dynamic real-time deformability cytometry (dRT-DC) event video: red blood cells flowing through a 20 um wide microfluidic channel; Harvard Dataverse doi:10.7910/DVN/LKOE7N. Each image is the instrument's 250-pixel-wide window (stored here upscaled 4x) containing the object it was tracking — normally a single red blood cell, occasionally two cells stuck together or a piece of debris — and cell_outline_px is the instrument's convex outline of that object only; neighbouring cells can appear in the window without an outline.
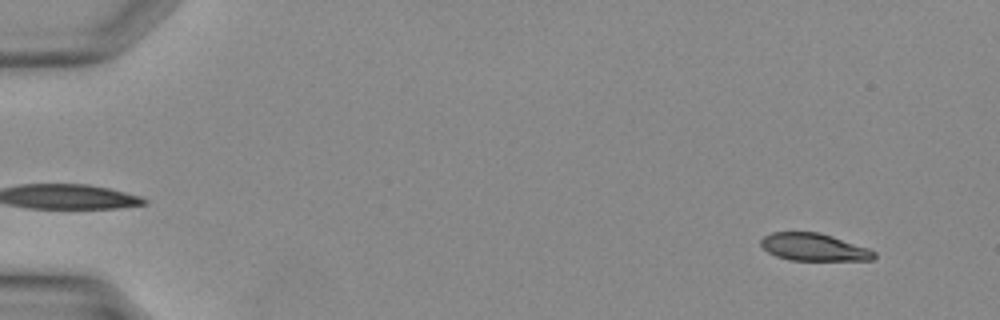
{"species": "Egyptian fruit bat (a non-hibernating species)", "species_latin": "Rousettus aegyptiacus", "temperature_condition": "warm", "stored_images_in_passage": 39, "segment_of_instrument_passage": [1, 2], "camera_frame_rate_fps": 3000, "um_per_image_px": 0.085, "animal": {"sex": "female"}, "frame": {"image": 1, "passage_image": 3, "time_ms": 0.667, "image_size_px": [1000, 320], "cell_outline_px": [[876, 256], [872, 260], [792, 260], [776, 256], [768, 252], [760, 244], [760, 240], [764, 236], [772, 232], [816, 232], [832, 236], [868, 248], [876, 252]], "centroid_in_image_um": [69.17, 21.01], "position_along_channel_um": 15.8, "area_um2": 17.98}}
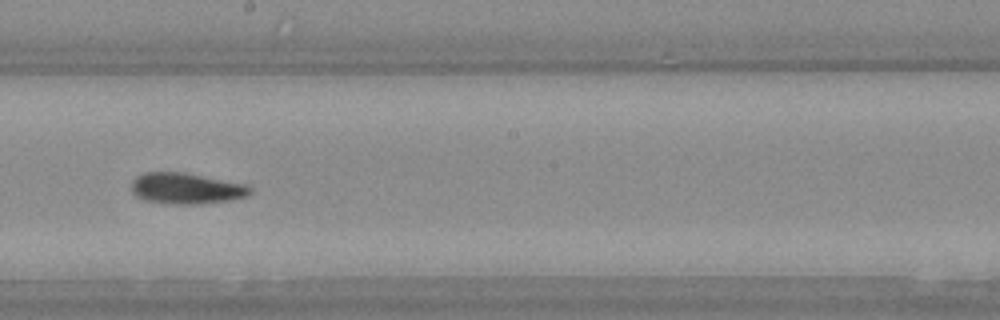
{"frame": {"image": 2, "passage_image": 22, "time_ms": 7.0, "image_size_px": [1000, 320], "cell_outline_px": [[252, 192], [248, 196], [228, 200], [192, 204], [180, 204], [148, 200], [136, 196], [132, 192], [132, 180], [136, 176], [144, 172], [184, 172], [248, 184], [252, 188]], "centroid_in_image_um": [15.86, 15.99], "position_along_channel_um": 232.3, "area_um2": 21.33}}
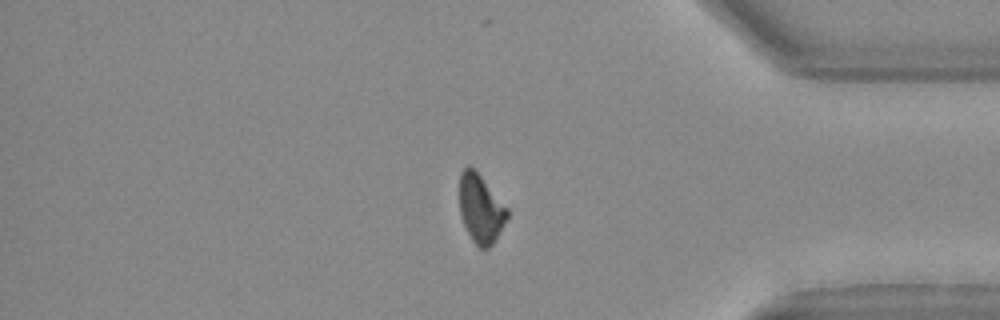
{"frame": {"image": 3, "passage_image": 32, "time_ms": 10.333, "image_size_px": [1000, 320], "cell_outline_px": [[508, 216], [492, 244], [488, 248], [480, 248], [472, 240], [464, 224], [460, 212], [460, 172], [464, 168], [472, 168], [480, 176], [508, 208]], "centroid_in_image_um": [40.85, 17.75], "position_along_channel_um": 394.3, "area_um2": 18.44}}